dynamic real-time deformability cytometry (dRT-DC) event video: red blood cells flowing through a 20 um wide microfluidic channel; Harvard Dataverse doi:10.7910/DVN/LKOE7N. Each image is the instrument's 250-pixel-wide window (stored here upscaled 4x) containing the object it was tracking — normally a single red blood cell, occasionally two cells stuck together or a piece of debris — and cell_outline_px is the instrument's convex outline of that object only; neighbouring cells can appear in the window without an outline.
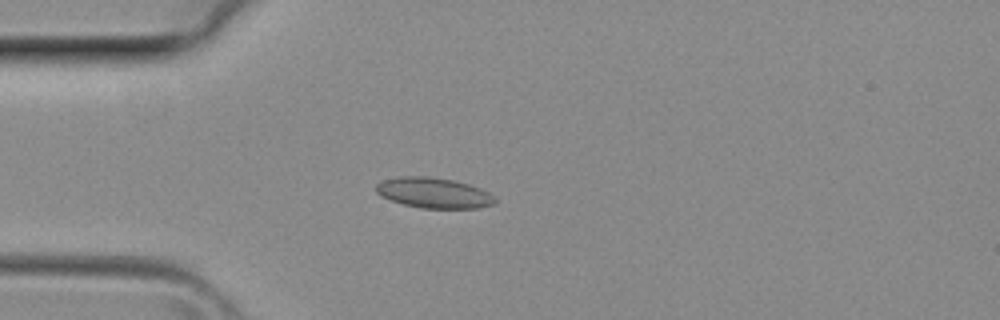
{"species": "common noctule bat (a hibernating species)", "species_latin": "Nyctalus noctula", "temperature_condition": "room temperature", "stored_images_in_passage": 38, "camera_frame_rate_fps": 3000, "um_per_image_px": 0.085, "animal": {"sex": "female", "body_mass_g": 29.2, "forearm_length_mm": 56.3}, "frame": {"image": 1, "passage_image": 10, "time_ms": 3.0, "image_size_px": [1000, 320], "cell_outline_px": [[496, 204], [480, 208], [420, 208], [404, 204], [380, 196], [376, 192], [376, 184], [384, 180], [400, 176], [428, 176], [452, 180], [468, 184], [480, 188], [488, 192], [496, 200]], "centroid_in_image_um": [36.87, 16.4], "position_along_channel_um": 48.1, "area_um2": 21.04}}
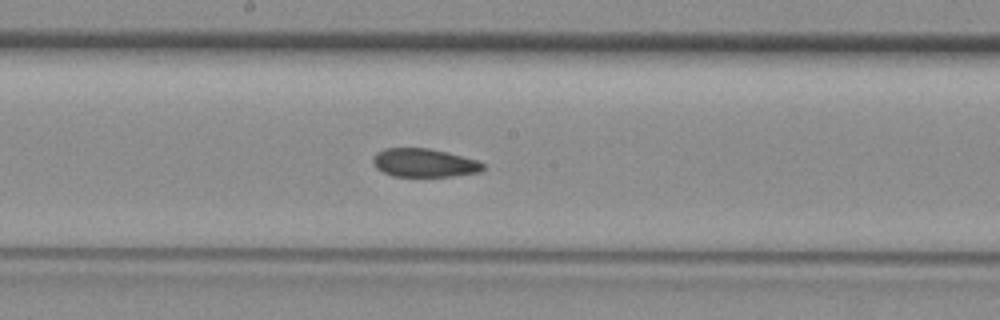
{"frame": {"image": 2, "passage_image": 20, "time_ms": 6.333, "image_size_px": [1000, 320], "cell_outline_px": [[484, 168], [480, 172], [452, 176], [392, 176], [376, 168], [372, 160], [372, 156], [376, 152], [384, 148], [428, 148], [476, 160], [484, 164]], "centroid_in_image_um": [36.0, 13.84], "position_along_channel_um": 212.2, "area_um2": 18.09}}
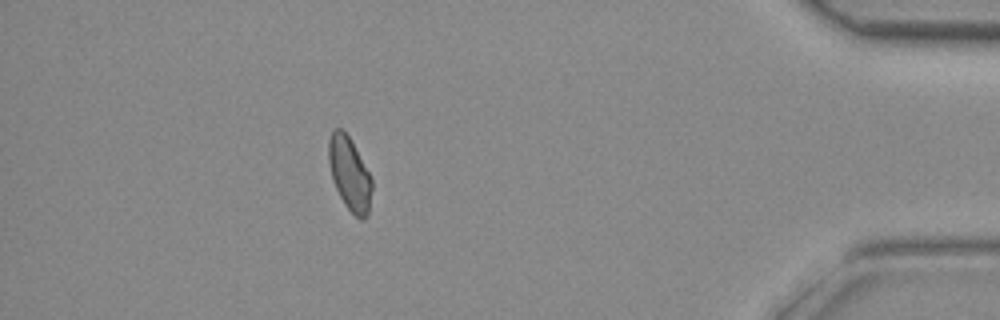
{"frame": {"image": 3, "passage_image": 34, "time_ms": 11.0, "image_size_px": [1000, 320], "cell_outline_px": [[372, 188], [368, 216], [364, 220], [360, 220], [344, 204], [332, 180], [328, 160], [328, 140], [332, 128], [340, 128], [348, 136], [368, 172], [372, 180]], "centroid_in_image_um": [29.69, 14.79], "position_along_channel_um": 405.5, "area_um2": 18.32}}